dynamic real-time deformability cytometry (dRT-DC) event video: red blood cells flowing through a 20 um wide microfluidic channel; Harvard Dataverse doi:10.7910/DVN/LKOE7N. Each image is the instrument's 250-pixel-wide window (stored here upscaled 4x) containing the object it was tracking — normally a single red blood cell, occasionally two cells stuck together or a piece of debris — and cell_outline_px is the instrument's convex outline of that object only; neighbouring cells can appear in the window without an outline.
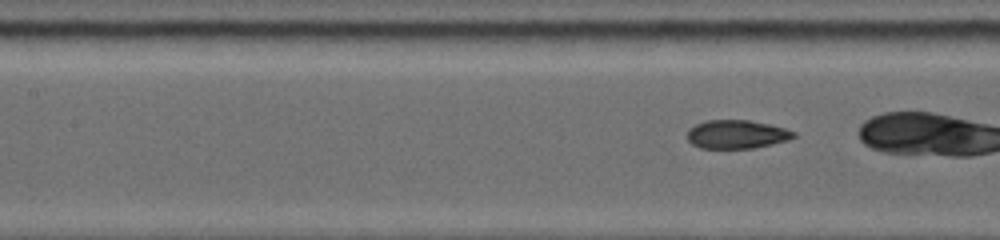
{"species": "common noctule bat (a hibernating species)", "species_latin": "Nyctalus noctula", "temperature_condition": "warm", "stored_images_in_passage": 8, "camera_frame_rate_fps": 5000, "um_per_image_px": 0.085, "animal": {"sex": "female", "body_mass_g": 19.0, "forearm_length_mm": 53.3}, "frame": {"image": 1, "passage_image": 8, "time_ms": 7.2, "image_size_px": [1000, 240], "cell_outline_px": [[796, 136], [788, 140], [772, 144], [752, 148], [700, 148], [692, 144], [684, 136], [688, 128], [704, 120], [748, 120], [772, 124], [796, 132]], "centroid_in_image_um": [62.58, 11.41], "position_along_channel_um": 144.8, "area_um2": 17.98}}